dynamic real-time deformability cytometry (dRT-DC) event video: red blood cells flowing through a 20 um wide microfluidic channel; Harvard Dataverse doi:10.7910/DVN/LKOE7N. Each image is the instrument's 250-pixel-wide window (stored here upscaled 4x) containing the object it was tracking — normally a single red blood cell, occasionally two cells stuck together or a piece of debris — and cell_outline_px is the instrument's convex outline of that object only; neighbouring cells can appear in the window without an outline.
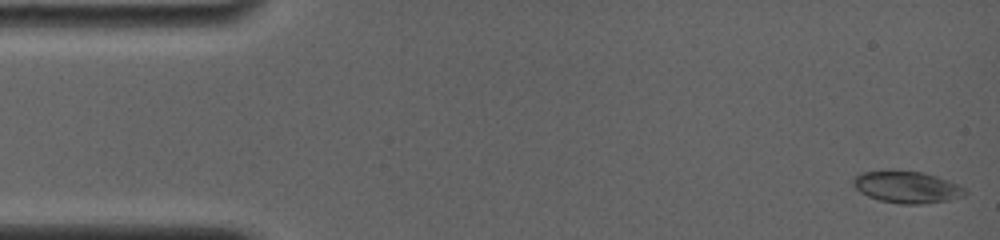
{"species": "common noctule bat (a hibernating species)", "species_latin": "Nyctalus noctula", "temperature_condition": "room temperature", "stored_images_in_passage": 46, "camera_frame_rate_fps": 4000, "um_per_image_px": 0.085, "animal": {"sex": "female", "body_mass_g": 19.0, "forearm_length_mm": 56.7}, "frame": {"image": 1, "passage_image": 1, "time_ms": 0.0, "image_size_px": [1000, 240], "cell_outline_px": [[968, 192], [964, 196], [948, 200], [920, 204], [900, 204], [880, 200], [868, 196], [860, 192], [852, 184], [852, 180], [860, 172], [892, 168], [920, 172], [936, 176], [948, 180], [964, 188]], "centroid_in_image_um": [77.04, 15.87], "position_along_channel_um": 8.0, "area_um2": 21.1}}
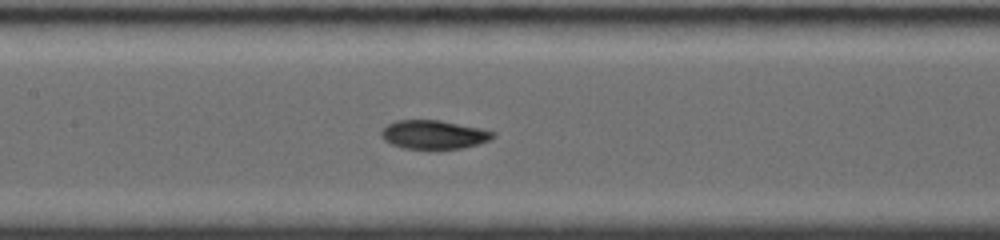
{"frame": {"image": 2, "passage_image": 18, "time_ms": 7.25, "image_size_px": [1000, 240], "cell_outline_px": [[496, 136], [492, 140], [460, 148], [436, 152], [404, 148], [392, 144], [384, 140], [380, 136], [380, 132], [388, 124], [396, 120], [440, 120], [480, 128], [496, 132]], "centroid_in_image_um": [36.88, 11.48], "position_along_channel_um": 170.5, "area_um2": 19.36}}
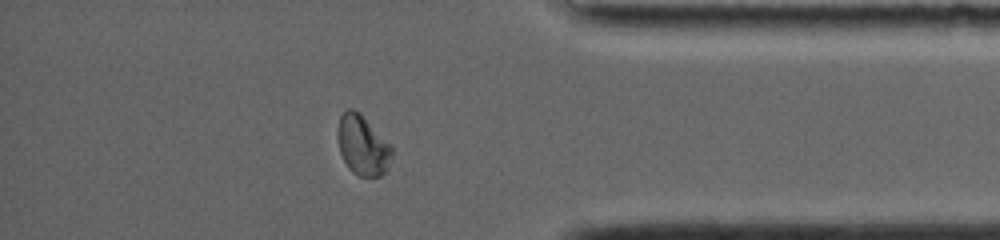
{"frame": {"image": 3, "passage_image": 37, "time_ms": 13.5, "image_size_px": [1000, 240], "cell_outline_px": [[392, 156], [384, 172], [380, 176], [360, 176], [352, 172], [348, 168], [340, 152], [336, 136], [336, 132], [340, 116], [348, 108], [352, 108], [360, 112], [392, 148]], "centroid_in_image_um": [30.77, 12.33], "position_along_channel_um": 404.4, "area_um2": 18.73}, "authors_computed_cell_mechanics": {"area_um2": 19.0162, "velocity_mm_per_s": 3.8897, "shape_relaxation_time_tau1_ms": 7.7758, "shape_relaxation_time_tau2_ms": 2.8974, "deformation_change_tau1": 0.2109, "deformation_change_tau2": 0.0555}}